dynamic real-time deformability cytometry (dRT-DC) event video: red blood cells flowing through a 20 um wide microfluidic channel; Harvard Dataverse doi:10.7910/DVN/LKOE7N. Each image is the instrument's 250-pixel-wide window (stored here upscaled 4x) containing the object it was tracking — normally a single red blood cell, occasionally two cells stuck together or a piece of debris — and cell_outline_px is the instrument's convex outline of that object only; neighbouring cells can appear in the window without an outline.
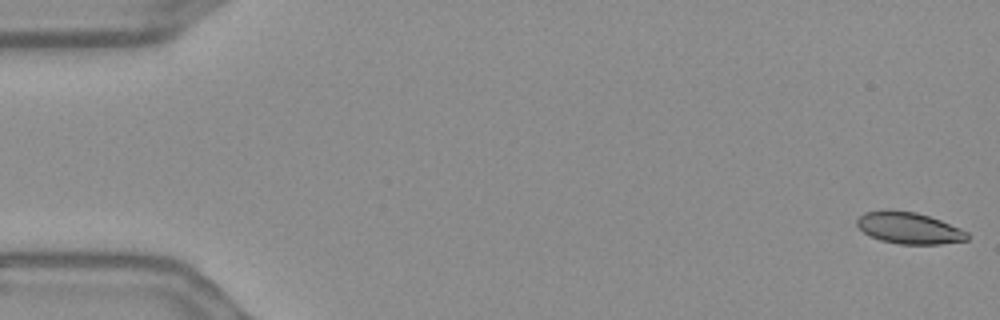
{"species": "Egyptian fruit bat (a non-hibernating species)", "species_latin": "Rousettus aegyptiacus", "temperature_condition": "warm", "stored_images_in_passage": 56, "camera_frame_rate_fps": 3000, "um_per_image_px": 0.085, "frame": {"image": 1, "passage_image": 1, "time_ms": 0.0, "image_size_px": [1000, 320], "cell_outline_px": [[968, 240], [940, 244], [900, 244], [880, 240], [864, 232], [856, 224], [856, 220], [864, 212], [916, 212], [940, 220], [960, 228], [968, 232]], "centroid_in_image_um": [77.31, 19.42], "position_along_channel_um": 7.7, "area_um2": 19.65}}
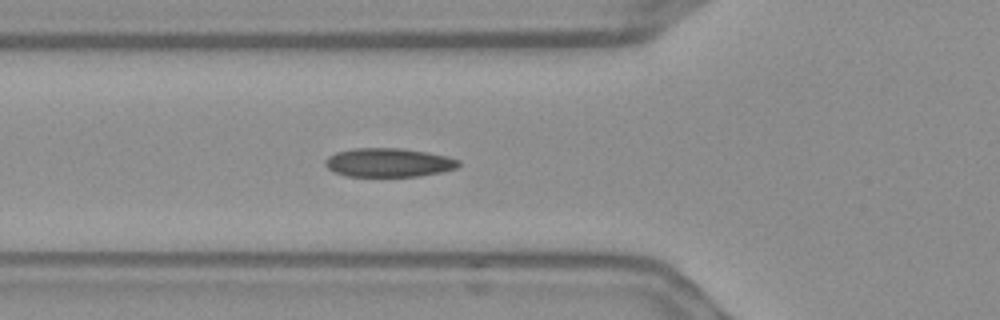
{"frame": {"image": 2, "passage_image": 20, "time_ms": 6.333, "image_size_px": [1000, 320], "cell_outline_px": [[460, 164], [456, 168], [440, 172], [420, 176], [348, 176], [336, 172], [328, 168], [324, 164], [324, 160], [328, 156], [336, 152], [352, 148], [404, 148], [428, 152], [448, 156], [460, 160]], "centroid_in_image_um": [33.04, 13.8], "position_along_channel_um": 92.8, "area_um2": 22.48}}
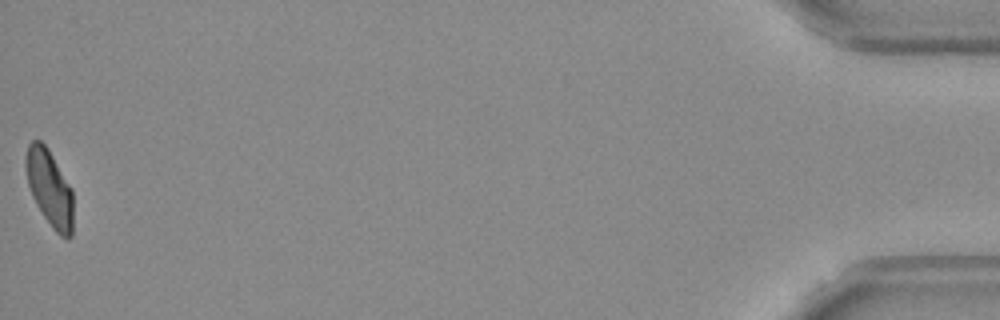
{"frame": {"image": 3, "passage_image": 56, "time_ms": 18.333, "image_size_px": [1000, 320], "cell_outline_px": [[72, 236], [68, 240], [60, 236], [52, 228], [36, 204], [32, 196], [28, 184], [24, 164], [24, 160], [28, 144], [32, 140], [40, 140], [48, 148], [72, 188]], "centroid_in_image_um": [4.2, 15.98], "position_along_channel_um": 431.0, "area_um2": 21.27}, "authors_computed_cell_mechanics": {"area_um2": 21.7906, "velocity_mm_per_s": 3.6465, "shape_relaxation_time_tau1_ms": 8.6446, "shape_relaxation_time_tau2_ms": 2.5411, "deformation_change_tau1": 0.193, "deformation_change_tau2": 0.0626}}